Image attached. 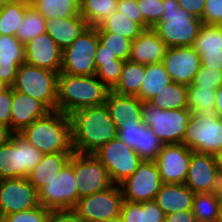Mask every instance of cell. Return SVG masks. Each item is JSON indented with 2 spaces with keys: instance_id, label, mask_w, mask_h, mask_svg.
<instances>
[{
  "instance_id": "obj_1",
  "label": "cell",
  "mask_w": 222,
  "mask_h": 222,
  "mask_svg": "<svg viewBox=\"0 0 222 222\" xmlns=\"http://www.w3.org/2000/svg\"><path fill=\"white\" fill-rule=\"evenodd\" d=\"M69 117L74 153L93 154L118 137V129L105 104L75 110Z\"/></svg>"
},
{
  "instance_id": "obj_2",
  "label": "cell",
  "mask_w": 222,
  "mask_h": 222,
  "mask_svg": "<svg viewBox=\"0 0 222 222\" xmlns=\"http://www.w3.org/2000/svg\"><path fill=\"white\" fill-rule=\"evenodd\" d=\"M18 134L43 154L73 153L70 117L58 110L36 119Z\"/></svg>"
},
{
  "instance_id": "obj_3",
  "label": "cell",
  "mask_w": 222,
  "mask_h": 222,
  "mask_svg": "<svg viewBox=\"0 0 222 222\" xmlns=\"http://www.w3.org/2000/svg\"><path fill=\"white\" fill-rule=\"evenodd\" d=\"M109 89L97 76L59 73L56 110L69 115L75 110L105 104Z\"/></svg>"
},
{
  "instance_id": "obj_4",
  "label": "cell",
  "mask_w": 222,
  "mask_h": 222,
  "mask_svg": "<svg viewBox=\"0 0 222 222\" xmlns=\"http://www.w3.org/2000/svg\"><path fill=\"white\" fill-rule=\"evenodd\" d=\"M163 15L152 29L166 47H190L202 26V20L183 10L177 0H163Z\"/></svg>"
},
{
  "instance_id": "obj_5",
  "label": "cell",
  "mask_w": 222,
  "mask_h": 222,
  "mask_svg": "<svg viewBox=\"0 0 222 222\" xmlns=\"http://www.w3.org/2000/svg\"><path fill=\"white\" fill-rule=\"evenodd\" d=\"M59 73L22 63L17 70L14 84L16 91L42 102L50 111L56 110Z\"/></svg>"
},
{
  "instance_id": "obj_6",
  "label": "cell",
  "mask_w": 222,
  "mask_h": 222,
  "mask_svg": "<svg viewBox=\"0 0 222 222\" xmlns=\"http://www.w3.org/2000/svg\"><path fill=\"white\" fill-rule=\"evenodd\" d=\"M188 149L215 155L222 149V118L213 113H191L182 140Z\"/></svg>"
},
{
  "instance_id": "obj_7",
  "label": "cell",
  "mask_w": 222,
  "mask_h": 222,
  "mask_svg": "<svg viewBox=\"0 0 222 222\" xmlns=\"http://www.w3.org/2000/svg\"><path fill=\"white\" fill-rule=\"evenodd\" d=\"M43 155L21 135L14 133L5 145L0 146V180L27 178Z\"/></svg>"
},
{
  "instance_id": "obj_8",
  "label": "cell",
  "mask_w": 222,
  "mask_h": 222,
  "mask_svg": "<svg viewBox=\"0 0 222 222\" xmlns=\"http://www.w3.org/2000/svg\"><path fill=\"white\" fill-rule=\"evenodd\" d=\"M191 117L187 108L158 109L143 102L142 120L164 144H180Z\"/></svg>"
},
{
  "instance_id": "obj_9",
  "label": "cell",
  "mask_w": 222,
  "mask_h": 222,
  "mask_svg": "<svg viewBox=\"0 0 222 222\" xmlns=\"http://www.w3.org/2000/svg\"><path fill=\"white\" fill-rule=\"evenodd\" d=\"M99 37L95 26H89L62 51L60 73L90 76L96 73L95 56Z\"/></svg>"
},
{
  "instance_id": "obj_10",
  "label": "cell",
  "mask_w": 222,
  "mask_h": 222,
  "mask_svg": "<svg viewBox=\"0 0 222 222\" xmlns=\"http://www.w3.org/2000/svg\"><path fill=\"white\" fill-rule=\"evenodd\" d=\"M123 200L121 187L114 184L80 198L73 210L83 222H111L120 219Z\"/></svg>"
},
{
  "instance_id": "obj_11",
  "label": "cell",
  "mask_w": 222,
  "mask_h": 222,
  "mask_svg": "<svg viewBox=\"0 0 222 222\" xmlns=\"http://www.w3.org/2000/svg\"><path fill=\"white\" fill-rule=\"evenodd\" d=\"M68 163L74 169L79 199L114 185L108 170L94 154L73 152Z\"/></svg>"
},
{
  "instance_id": "obj_12",
  "label": "cell",
  "mask_w": 222,
  "mask_h": 222,
  "mask_svg": "<svg viewBox=\"0 0 222 222\" xmlns=\"http://www.w3.org/2000/svg\"><path fill=\"white\" fill-rule=\"evenodd\" d=\"M106 167L114 184L119 185L131 176L142 162L139 155L118 137L93 153Z\"/></svg>"
},
{
  "instance_id": "obj_13",
  "label": "cell",
  "mask_w": 222,
  "mask_h": 222,
  "mask_svg": "<svg viewBox=\"0 0 222 222\" xmlns=\"http://www.w3.org/2000/svg\"><path fill=\"white\" fill-rule=\"evenodd\" d=\"M76 185L74 169L67 163L52 181L37 191L39 205L49 210L73 209L79 200Z\"/></svg>"
},
{
  "instance_id": "obj_14",
  "label": "cell",
  "mask_w": 222,
  "mask_h": 222,
  "mask_svg": "<svg viewBox=\"0 0 222 222\" xmlns=\"http://www.w3.org/2000/svg\"><path fill=\"white\" fill-rule=\"evenodd\" d=\"M155 161L142 160L137 170L119 184L124 200L132 202L154 201L162 186Z\"/></svg>"
},
{
  "instance_id": "obj_15",
  "label": "cell",
  "mask_w": 222,
  "mask_h": 222,
  "mask_svg": "<svg viewBox=\"0 0 222 222\" xmlns=\"http://www.w3.org/2000/svg\"><path fill=\"white\" fill-rule=\"evenodd\" d=\"M221 182L215 156L192 152L184 184L196 194L221 192Z\"/></svg>"
},
{
  "instance_id": "obj_16",
  "label": "cell",
  "mask_w": 222,
  "mask_h": 222,
  "mask_svg": "<svg viewBox=\"0 0 222 222\" xmlns=\"http://www.w3.org/2000/svg\"><path fill=\"white\" fill-rule=\"evenodd\" d=\"M39 206L37 190L27 178L0 180V214L2 218L11 213Z\"/></svg>"
},
{
  "instance_id": "obj_17",
  "label": "cell",
  "mask_w": 222,
  "mask_h": 222,
  "mask_svg": "<svg viewBox=\"0 0 222 222\" xmlns=\"http://www.w3.org/2000/svg\"><path fill=\"white\" fill-rule=\"evenodd\" d=\"M173 82L190 86L201 67L200 56L193 46L168 47L162 59Z\"/></svg>"
},
{
  "instance_id": "obj_18",
  "label": "cell",
  "mask_w": 222,
  "mask_h": 222,
  "mask_svg": "<svg viewBox=\"0 0 222 222\" xmlns=\"http://www.w3.org/2000/svg\"><path fill=\"white\" fill-rule=\"evenodd\" d=\"M192 152L182 143L163 145L155 160L162 183L185 182Z\"/></svg>"
},
{
  "instance_id": "obj_19",
  "label": "cell",
  "mask_w": 222,
  "mask_h": 222,
  "mask_svg": "<svg viewBox=\"0 0 222 222\" xmlns=\"http://www.w3.org/2000/svg\"><path fill=\"white\" fill-rule=\"evenodd\" d=\"M25 62L60 73L62 50L47 32L25 44Z\"/></svg>"
},
{
  "instance_id": "obj_20",
  "label": "cell",
  "mask_w": 222,
  "mask_h": 222,
  "mask_svg": "<svg viewBox=\"0 0 222 222\" xmlns=\"http://www.w3.org/2000/svg\"><path fill=\"white\" fill-rule=\"evenodd\" d=\"M50 110L39 100L12 88L10 129L19 133L33 121L44 117Z\"/></svg>"
},
{
  "instance_id": "obj_21",
  "label": "cell",
  "mask_w": 222,
  "mask_h": 222,
  "mask_svg": "<svg viewBox=\"0 0 222 222\" xmlns=\"http://www.w3.org/2000/svg\"><path fill=\"white\" fill-rule=\"evenodd\" d=\"M22 63H25V45L16 36L0 35V80L11 87Z\"/></svg>"
},
{
  "instance_id": "obj_22",
  "label": "cell",
  "mask_w": 222,
  "mask_h": 222,
  "mask_svg": "<svg viewBox=\"0 0 222 222\" xmlns=\"http://www.w3.org/2000/svg\"><path fill=\"white\" fill-rule=\"evenodd\" d=\"M166 48L165 43L152 28L145 29L132 41L129 60L144 65L160 63Z\"/></svg>"
},
{
  "instance_id": "obj_23",
  "label": "cell",
  "mask_w": 222,
  "mask_h": 222,
  "mask_svg": "<svg viewBox=\"0 0 222 222\" xmlns=\"http://www.w3.org/2000/svg\"><path fill=\"white\" fill-rule=\"evenodd\" d=\"M88 27L89 25L81 15L46 19L47 33L62 51L68 48Z\"/></svg>"
},
{
  "instance_id": "obj_24",
  "label": "cell",
  "mask_w": 222,
  "mask_h": 222,
  "mask_svg": "<svg viewBox=\"0 0 222 222\" xmlns=\"http://www.w3.org/2000/svg\"><path fill=\"white\" fill-rule=\"evenodd\" d=\"M194 195L184 183H163L155 202L166 216L178 211L192 210Z\"/></svg>"
},
{
  "instance_id": "obj_25",
  "label": "cell",
  "mask_w": 222,
  "mask_h": 222,
  "mask_svg": "<svg viewBox=\"0 0 222 222\" xmlns=\"http://www.w3.org/2000/svg\"><path fill=\"white\" fill-rule=\"evenodd\" d=\"M105 105L117 128L127 120L142 119L143 101L137 96L120 95L110 90Z\"/></svg>"
},
{
  "instance_id": "obj_26",
  "label": "cell",
  "mask_w": 222,
  "mask_h": 222,
  "mask_svg": "<svg viewBox=\"0 0 222 222\" xmlns=\"http://www.w3.org/2000/svg\"><path fill=\"white\" fill-rule=\"evenodd\" d=\"M73 153L44 154L41 161L28 173L29 183L38 191L52 181L69 162Z\"/></svg>"
},
{
  "instance_id": "obj_27",
  "label": "cell",
  "mask_w": 222,
  "mask_h": 222,
  "mask_svg": "<svg viewBox=\"0 0 222 222\" xmlns=\"http://www.w3.org/2000/svg\"><path fill=\"white\" fill-rule=\"evenodd\" d=\"M165 214L154 201L132 202L123 200L120 220L122 222H159Z\"/></svg>"
},
{
  "instance_id": "obj_28",
  "label": "cell",
  "mask_w": 222,
  "mask_h": 222,
  "mask_svg": "<svg viewBox=\"0 0 222 222\" xmlns=\"http://www.w3.org/2000/svg\"><path fill=\"white\" fill-rule=\"evenodd\" d=\"M124 62L104 50V47L99 42L95 56V75L109 90H112L118 83Z\"/></svg>"
},
{
  "instance_id": "obj_29",
  "label": "cell",
  "mask_w": 222,
  "mask_h": 222,
  "mask_svg": "<svg viewBox=\"0 0 222 222\" xmlns=\"http://www.w3.org/2000/svg\"><path fill=\"white\" fill-rule=\"evenodd\" d=\"M171 82L170 75L162 62L145 65V76L142 80L140 92L137 97L143 102H148Z\"/></svg>"
},
{
  "instance_id": "obj_30",
  "label": "cell",
  "mask_w": 222,
  "mask_h": 222,
  "mask_svg": "<svg viewBox=\"0 0 222 222\" xmlns=\"http://www.w3.org/2000/svg\"><path fill=\"white\" fill-rule=\"evenodd\" d=\"M144 76V64L126 60L121 67L120 79L111 91L120 95L137 96Z\"/></svg>"
},
{
  "instance_id": "obj_31",
  "label": "cell",
  "mask_w": 222,
  "mask_h": 222,
  "mask_svg": "<svg viewBox=\"0 0 222 222\" xmlns=\"http://www.w3.org/2000/svg\"><path fill=\"white\" fill-rule=\"evenodd\" d=\"M188 86L171 82L167 84L148 103L158 109L188 108Z\"/></svg>"
},
{
  "instance_id": "obj_32",
  "label": "cell",
  "mask_w": 222,
  "mask_h": 222,
  "mask_svg": "<svg viewBox=\"0 0 222 222\" xmlns=\"http://www.w3.org/2000/svg\"><path fill=\"white\" fill-rule=\"evenodd\" d=\"M31 6L45 19L80 15V0H31Z\"/></svg>"
},
{
  "instance_id": "obj_33",
  "label": "cell",
  "mask_w": 222,
  "mask_h": 222,
  "mask_svg": "<svg viewBox=\"0 0 222 222\" xmlns=\"http://www.w3.org/2000/svg\"><path fill=\"white\" fill-rule=\"evenodd\" d=\"M119 0H80V15L89 26H99L117 11Z\"/></svg>"
},
{
  "instance_id": "obj_34",
  "label": "cell",
  "mask_w": 222,
  "mask_h": 222,
  "mask_svg": "<svg viewBox=\"0 0 222 222\" xmlns=\"http://www.w3.org/2000/svg\"><path fill=\"white\" fill-rule=\"evenodd\" d=\"M97 32L114 33L130 40L136 39L145 29L137 22L130 20L126 15L114 12L96 27Z\"/></svg>"
},
{
  "instance_id": "obj_35",
  "label": "cell",
  "mask_w": 222,
  "mask_h": 222,
  "mask_svg": "<svg viewBox=\"0 0 222 222\" xmlns=\"http://www.w3.org/2000/svg\"><path fill=\"white\" fill-rule=\"evenodd\" d=\"M47 32L46 19L29 4L26 7L24 20L19 25L16 38L26 44L40 34Z\"/></svg>"
},
{
  "instance_id": "obj_36",
  "label": "cell",
  "mask_w": 222,
  "mask_h": 222,
  "mask_svg": "<svg viewBox=\"0 0 222 222\" xmlns=\"http://www.w3.org/2000/svg\"><path fill=\"white\" fill-rule=\"evenodd\" d=\"M220 204V192L196 193L193 198L192 212L196 219L216 222Z\"/></svg>"
},
{
  "instance_id": "obj_37",
  "label": "cell",
  "mask_w": 222,
  "mask_h": 222,
  "mask_svg": "<svg viewBox=\"0 0 222 222\" xmlns=\"http://www.w3.org/2000/svg\"><path fill=\"white\" fill-rule=\"evenodd\" d=\"M28 5L23 3L0 5V35H16L19 25L24 20Z\"/></svg>"
},
{
  "instance_id": "obj_38",
  "label": "cell",
  "mask_w": 222,
  "mask_h": 222,
  "mask_svg": "<svg viewBox=\"0 0 222 222\" xmlns=\"http://www.w3.org/2000/svg\"><path fill=\"white\" fill-rule=\"evenodd\" d=\"M192 46L197 53L222 52V25L202 24Z\"/></svg>"
},
{
  "instance_id": "obj_39",
  "label": "cell",
  "mask_w": 222,
  "mask_h": 222,
  "mask_svg": "<svg viewBox=\"0 0 222 222\" xmlns=\"http://www.w3.org/2000/svg\"><path fill=\"white\" fill-rule=\"evenodd\" d=\"M217 88H196L188 86V110L191 113H213Z\"/></svg>"
},
{
  "instance_id": "obj_40",
  "label": "cell",
  "mask_w": 222,
  "mask_h": 222,
  "mask_svg": "<svg viewBox=\"0 0 222 222\" xmlns=\"http://www.w3.org/2000/svg\"><path fill=\"white\" fill-rule=\"evenodd\" d=\"M97 34L104 50L114 55L117 59L122 61L129 60L132 40L114 33L97 32Z\"/></svg>"
},
{
  "instance_id": "obj_41",
  "label": "cell",
  "mask_w": 222,
  "mask_h": 222,
  "mask_svg": "<svg viewBox=\"0 0 222 222\" xmlns=\"http://www.w3.org/2000/svg\"><path fill=\"white\" fill-rule=\"evenodd\" d=\"M164 143L147 127L141 123L140 158L155 161L162 150Z\"/></svg>"
},
{
  "instance_id": "obj_42",
  "label": "cell",
  "mask_w": 222,
  "mask_h": 222,
  "mask_svg": "<svg viewBox=\"0 0 222 222\" xmlns=\"http://www.w3.org/2000/svg\"><path fill=\"white\" fill-rule=\"evenodd\" d=\"M142 119H135V121L127 120L123 122L118 129V138L126 145L134 149L140 157V139H141V123Z\"/></svg>"
},
{
  "instance_id": "obj_43",
  "label": "cell",
  "mask_w": 222,
  "mask_h": 222,
  "mask_svg": "<svg viewBox=\"0 0 222 222\" xmlns=\"http://www.w3.org/2000/svg\"><path fill=\"white\" fill-rule=\"evenodd\" d=\"M144 19V29L153 28L163 15V0H136Z\"/></svg>"
},
{
  "instance_id": "obj_44",
  "label": "cell",
  "mask_w": 222,
  "mask_h": 222,
  "mask_svg": "<svg viewBox=\"0 0 222 222\" xmlns=\"http://www.w3.org/2000/svg\"><path fill=\"white\" fill-rule=\"evenodd\" d=\"M49 209L41 205L36 208L23 210L21 212L11 213L2 218V222H47Z\"/></svg>"
},
{
  "instance_id": "obj_45",
  "label": "cell",
  "mask_w": 222,
  "mask_h": 222,
  "mask_svg": "<svg viewBox=\"0 0 222 222\" xmlns=\"http://www.w3.org/2000/svg\"><path fill=\"white\" fill-rule=\"evenodd\" d=\"M222 84V71L200 67L192 85L196 88H218Z\"/></svg>"
},
{
  "instance_id": "obj_46",
  "label": "cell",
  "mask_w": 222,
  "mask_h": 222,
  "mask_svg": "<svg viewBox=\"0 0 222 222\" xmlns=\"http://www.w3.org/2000/svg\"><path fill=\"white\" fill-rule=\"evenodd\" d=\"M201 20L206 25H222V0H206Z\"/></svg>"
},
{
  "instance_id": "obj_47",
  "label": "cell",
  "mask_w": 222,
  "mask_h": 222,
  "mask_svg": "<svg viewBox=\"0 0 222 222\" xmlns=\"http://www.w3.org/2000/svg\"><path fill=\"white\" fill-rule=\"evenodd\" d=\"M117 12L126 15L127 18L139 23L144 28V19L136 0H119Z\"/></svg>"
},
{
  "instance_id": "obj_48",
  "label": "cell",
  "mask_w": 222,
  "mask_h": 222,
  "mask_svg": "<svg viewBox=\"0 0 222 222\" xmlns=\"http://www.w3.org/2000/svg\"><path fill=\"white\" fill-rule=\"evenodd\" d=\"M12 87L0 93V123L10 127Z\"/></svg>"
},
{
  "instance_id": "obj_49",
  "label": "cell",
  "mask_w": 222,
  "mask_h": 222,
  "mask_svg": "<svg viewBox=\"0 0 222 222\" xmlns=\"http://www.w3.org/2000/svg\"><path fill=\"white\" fill-rule=\"evenodd\" d=\"M47 222H83L73 209L50 210Z\"/></svg>"
},
{
  "instance_id": "obj_50",
  "label": "cell",
  "mask_w": 222,
  "mask_h": 222,
  "mask_svg": "<svg viewBox=\"0 0 222 222\" xmlns=\"http://www.w3.org/2000/svg\"><path fill=\"white\" fill-rule=\"evenodd\" d=\"M200 56L201 67L222 71V52L198 53Z\"/></svg>"
},
{
  "instance_id": "obj_51",
  "label": "cell",
  "mask_w": 222,
  "mask_h": 222,
  "mask_svg": "<svg viewBox=\"0 0 222 222\" xmlns=\"http://www.w3.org/2000/svg\"><path fill=\"white\" fill-rule=\"evenodd\" d=\"M179 6L192 15L202 18L206 0H177Z\"/></svg>"
},
{
  "instance_id": "obj_52",
  "label": "cell",
  "mask_w": 222,
  "mask_h": 222,
  "mask_svg": "<svg viewBox=\"0 0 222 222\" xmlns=\"http://www.w3.org/2000/svg\"><path fill=\"white\" fill-rule=\"evenodd\" d=\"M167 222H194L196 220L192 210L178 211L165 216Z\"/></svg>"
},
{
  "instance_id": "obj_53",
  "label": "cell",
  "mask_w": 222,
  "mask_h": 222,
  "mask_svg": "<svg viewBox=\"0 0 222 222\" xmlns=\"http://www.w3.org/2000/svg\"><path fill=\"white\" fill-rule=\"evenodd\" d=\"M13 134L10 127L0 123V146L5 145Z\"/></svg>"
},
{
  "instance_id": "obj_54",
  "label": "cell",
  "mask_w": 222,
  "mask_h": 222,
  "mask_svg": "<svg viewBox=\"0 0 222 222\" xmlns=\"http://www.w3.org/2000/svg\"><path fill=\"white\" fill-rule=\"evenodd\" d=\"M214 112L222 118V84L216 89V100Z\"/></svg>"
},
{
  "instance_id": "obj_55",
  "label": "cell",
  "mask_w": 222,
  "mask_h": 222,
  "mask_svg": "<svg viewBox=\"0 0 222 222\" xmlns=\"http://www.w3.org/2000/svg\"><path fill=\"white\" fill-rule=\"evenodd\" d=\"M214 156L216 159V164H217V168L219 170V174L222 179V149L220 151H218Z\"/></svg>"
},
{
  "instance_id": "obj_56",
  "label": "cell",
  "mask_w": 222,
  "mask_h": 222,
  "mask_svg": "<svg viewBox=\"0 0 222 222\" xmlns=\"http://www.w3.org/2000/svg\"><path fill=\"white\" fill-rule=\"evenodd\" d=\"M12 3L31 4V0H0V5L12 4Z\"/></svg>"
},
{
  "instance_id": "obj_57",
  "label": "cell",
  "mask_w": 222,
  "mask_h": 222,
  "mask_svg": "<svg viewBox=\"0 0 222 222\" xmlns=\"http://www.w3.org/2000/svg\"><path fill=\"white\" fill-rule=\"evenodd\" d=\"M216 222H222V195L220 193V204H219V212H218V218Z\"/></svg>"
},
{
  "instance_id": "obj_58",
  "label": "cell",
  "mask_w": 222,
  "mask_h": 222,
  "mask_svg": "<svg viewBox=\"0 0 222 222\" xmlns=\"http://www.w3.org/2000/svg\"><path fill=\"white\" fill-rule=\"evenodd\" d=\"M10 86L7 85L4 81L0 80V93L4 92L7 90Z\"/></svg>"
},
{
  "instance_id": "obj_59",
  "label": "cell",
  "mask_w": 222,
  "mask_h": 222,
  "mask_svg": "<svg viewBox=\"0 0 222 222\" xmlns=\"http://www.w3.org/2000/svg\"><path fill=\"white\" fill-rule=\"evenodd\" d=\"M194 222H208V221H204V220H198V219H196Z\"/></svg>"
},
{
  "instance_id": "obj_60",
  "label": "cell",
  "mask_w": 222,
  "mask_h": 222,
  "mask_svg": "<svg viewBox=\"0 0 222 222\" xmlns=\"http://www.w3.org/2000/svg\"><path fill=\"white\" fill-rule=\"evenodd\" d=\"M159 222H167L166 218L160 220Z\"/></svg>"
},
{
  "instance_id": "obj_61",
  "label": "cell",
  "mask_w": 222,
  "mask_h": 222,
  "mask_svg": "<svg viewBox=\"0 0 222 222\" xmlns=\"http://www.w3.org/2000/svg\"><path fill=\"white\" fill-rule=\"evenodd\" d=\"M115 222H122V220L118 219V220H115Z\"/></svg>"
}]
</instances>
